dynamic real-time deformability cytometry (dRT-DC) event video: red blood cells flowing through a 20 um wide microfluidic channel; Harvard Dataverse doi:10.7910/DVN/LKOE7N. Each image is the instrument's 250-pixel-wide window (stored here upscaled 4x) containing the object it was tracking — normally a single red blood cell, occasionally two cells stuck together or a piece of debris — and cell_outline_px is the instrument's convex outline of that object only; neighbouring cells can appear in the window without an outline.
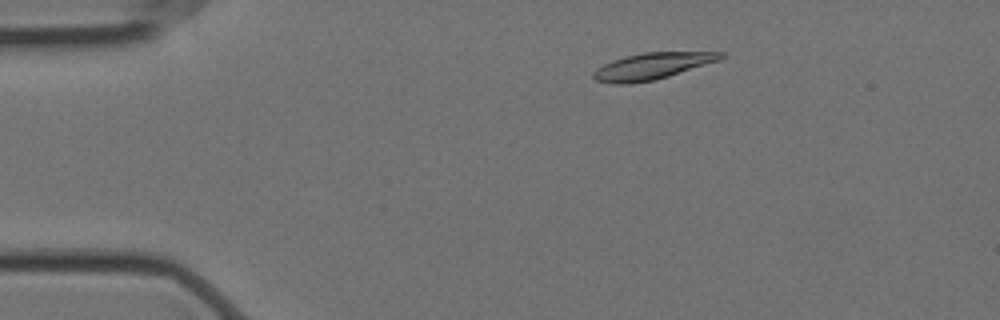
{"species": "Egyptian fruit bat (a non-hibernating species)", "species_latin": "Rousettus aegyptiacus", "temperature_condition": "cold", "stored_images_in_passage": 49, "camera_frame_rate_fps": 3000, "um_per_image_px": 0.085, "animal": {"sex": "female"}, "frame": {"image": 1, "passage_image": 1, "time_ms": 0.0, "image_size_px": [1000, 320], "cell_outline_px": [[724, 56], [720, 60], [656, 80], [632, 84], [612, 84], [596, 80], [592, 76], [592, 72], [596, 68], [612, 60], [624, 56], [644, 52], [724, 52]], "centroid_in_image_um": [55.39, 5.63], "position_along_channel_um": 29.6, "area_um2": 19.83}}
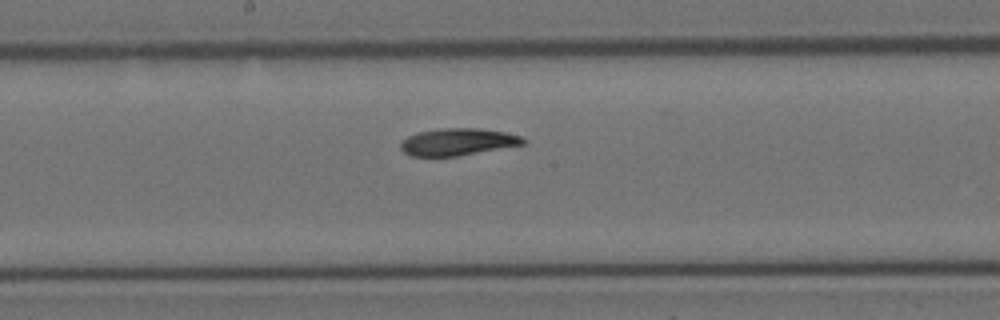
{"frame": {"image": 2, "passage_image": 21, "time_ms": 6.667, "image_size_px": [1000, 320], "cell_outline_px": [[528, 144], [456, 156], [412, 156], [404, 152], [400, 148], [400, 144], [408, 136], [416, 132], [436, 128], [480, 128], [504, 132], [520, 136], [528, 140]], "centroid_in_image_um": [38.94, 12.05], "position_along_channel_um": 209.3, "area_um2": 19.54}}
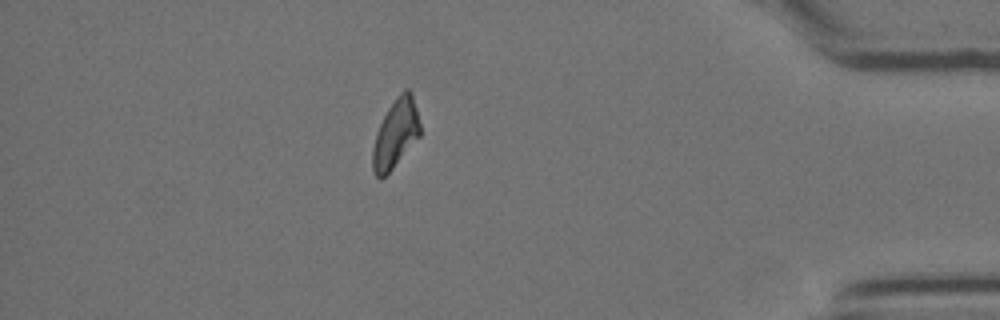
{"frame": {"image": 3, "passage_image": 41, "time_ms": 13.333, "image_size_px": [1000, 320], "cell_outline_px": [[420, 136], [392, 168], [380, 180], [372, 172], [372, 148], [376, 132], [388, 108], [400, 92], [404, 88], [408, 88], [412, 92], [420, 124]], "centroid_in_image_um": [33.61, 11.35], "position_along_channel_um": 401.6, "area_um2": 18.9}, "authors_computed_cell_mechanics": {"area_um2": 19.7098, "velocity_mm_per_s": 3.506, "shape_relaxation_time_tau1_ms": 7.3339, "shape_relaxation_time_tau2_ms": 7.8819, "deformation_change_tau1": 0.1953, "deformation_change_tau2": 0.1436}}